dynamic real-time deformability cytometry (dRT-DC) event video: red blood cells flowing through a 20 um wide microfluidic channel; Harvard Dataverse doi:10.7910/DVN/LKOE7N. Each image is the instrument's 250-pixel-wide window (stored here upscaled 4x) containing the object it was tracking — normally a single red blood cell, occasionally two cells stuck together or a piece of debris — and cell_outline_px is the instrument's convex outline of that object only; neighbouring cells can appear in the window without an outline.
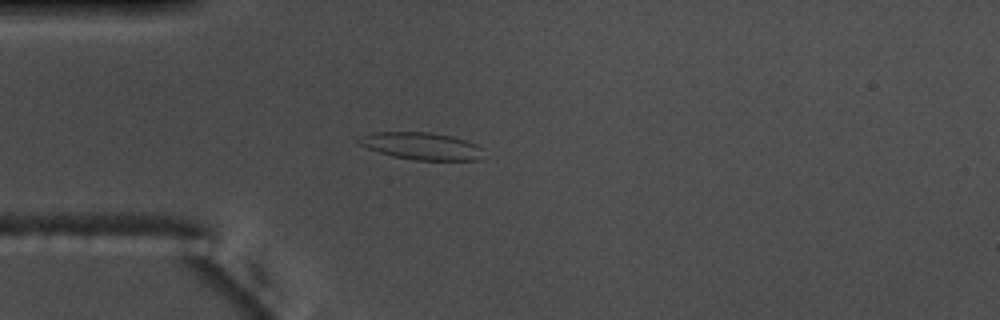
{"species": "common noctule bat (a hibernating species)", "species_latin": "Nyctalus noctula", "temperature_condition": "warm", "stored_images_in_passage": 54, "camera_frame_rate_fps": 3000, "um_per_image_px": 0.085, "animal": {"sex": "male", "body_mass_g": 17.5, "forearm_length_mm": 52.3}, "frame": {"image": 1, "passage_image": 14, "time_ms": 4.333, "image_size_px": [1000, 320], "cell_outline_px": [[480, 160], [416, 160], [392, 156], [356, 144], [356, 140], [360, 136], [372, 132], [428, 132], [452, 136], [476, 144], [480, 148]], "centroid_in_image_um": [35.75, 12.4], "position_along_channel_um": 49.3, "area_um2": 19.65}}
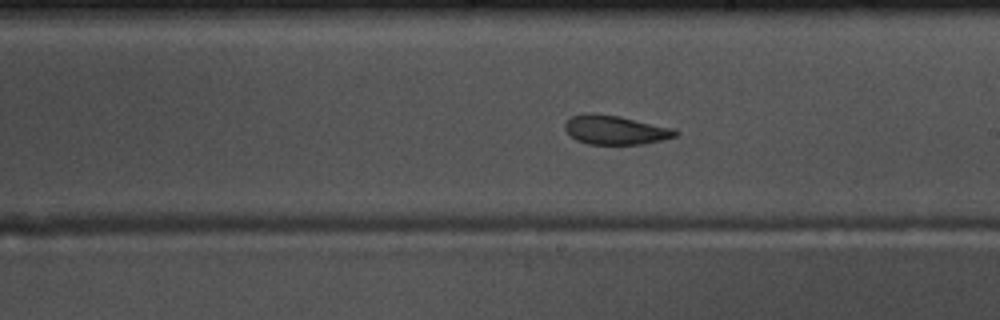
{"frame": {"image": 2, "passage_image": 30, "time_ms": 9.667, "image_size_px": [1000, 320], "cell_outline_px": [[680, 132], [676, 136], [660, 140], [640, 144], [588, 144], [576, 140], [564, 128], [564, 124], [572, 116], [584, 112], [592, 112], [620, 116], [676, 128]], "centroid_in_image_um": [52.31, 11.02], "position_along_channel_um": 236.7, "area_um2": 18.9}}
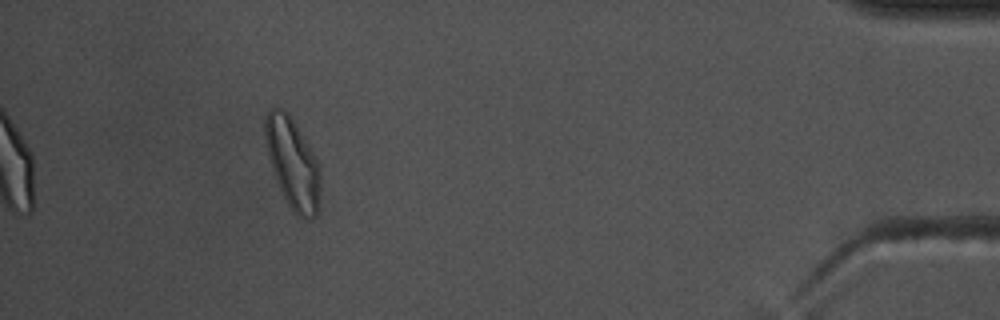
{"frame": {"image": 3, "passage_image": 49, "time_ms": 16.0, "image_size_px": [1000, 320], "cell_outline_px": [[320, 180], [316, 216], [296, 216], [284, 200], [272, 172], [264, 140], [264, 116], [268, 108], [280, 108], [288, 112], [312, 152], [320, 168]], "centroid_in_image_um": [24.81, 13.84], "position_along_channel_um": 410.4, "area_um2": 29.02}, "authors_computed_cell_mechanics": {"area_um2": 20.3456, "velocity_mm_per_s": 3.7281, "shape_relaxation_time_tau1_ms": null, "shape_relaxation_time_tau2_ms": 2.3114, "deformation_change_tau1": null, "deformation_change_tau2": 0.0929}}